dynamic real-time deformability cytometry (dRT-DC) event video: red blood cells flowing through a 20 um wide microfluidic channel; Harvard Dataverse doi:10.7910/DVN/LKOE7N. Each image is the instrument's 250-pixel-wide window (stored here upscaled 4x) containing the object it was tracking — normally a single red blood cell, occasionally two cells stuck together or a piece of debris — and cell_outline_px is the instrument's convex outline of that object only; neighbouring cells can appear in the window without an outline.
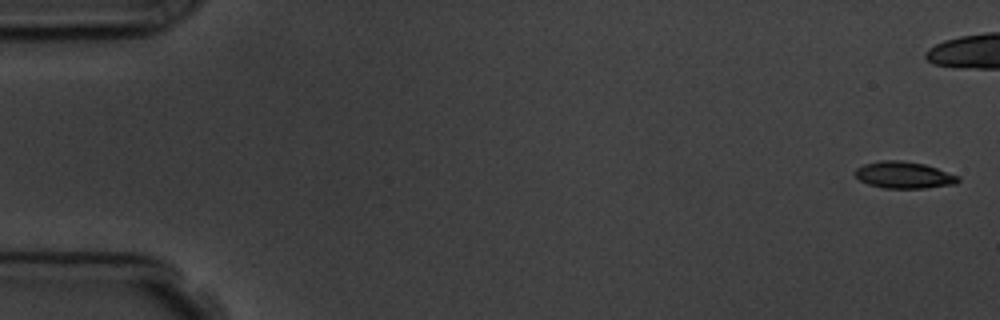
{"species": "common noctule bat (a hibernating species)", "species_latin": "Nyctalus noctula", "temperature_condition": "room temperature", "stored_images_in_passage": 12, "camera_frame_rate_fps": 3000, "um_per_image_px": 0.085, "animal": {"sex": "male", "body_mass_g": 19.5, "forearm_length_mm": 54.6}, "frame": {"image": 1, "passage_image": 1, "time_ms": 0.0, "image_size_px": [1000, 320], "cell_outline_px": [[960, 180], [956, 184], [924, 188], [884, 188], [868, 184], [860, 180], [856, 176], [856, 168], [864, 164], [880, 160], [900, 160], [924, 164], [960, 176]], "centroid_in_image_um": [76.85, 14.87], "position_along_channel_um": 8.2, "area_um2": 16.01}}